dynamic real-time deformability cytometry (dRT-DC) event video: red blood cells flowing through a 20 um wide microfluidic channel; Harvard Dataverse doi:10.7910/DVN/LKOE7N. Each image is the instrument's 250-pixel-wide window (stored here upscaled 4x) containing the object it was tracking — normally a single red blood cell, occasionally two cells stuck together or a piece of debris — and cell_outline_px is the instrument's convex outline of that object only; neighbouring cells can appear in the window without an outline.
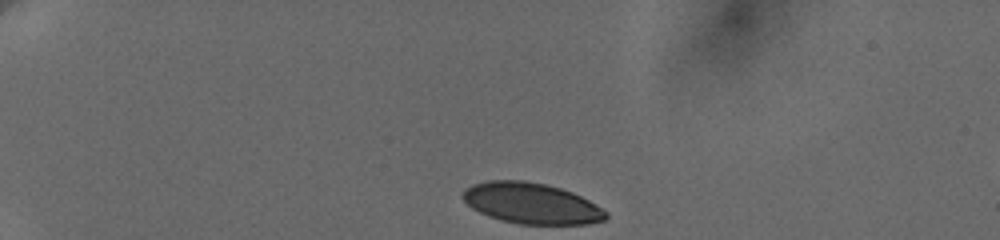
{"species": "human", "species_latin": "Homo sapiens", "temperature_condition": "cold", "stored_images_in_passage": 4, "camera_frame_rate_fps": 3000, "um_per_image_px": 0.085, "donor": {"sex": "female"}, "frame": {"image": 1, "passage_image": 1, "time_ms": 0.0, "image_size_px": [1000, 240], "cell_outline_px": [[608, 216], [604, 220], [588, 224], [520, 224], [500, 220], [488, 216], [472, 208], [460, 196], [472, 184], [488, 180], [524, 180], [544, 184], [560, 188], [572, 192], [596, 204], [608, 212]], "centroid_in_image_um": [45.17, 17.28], "position_along_channel_um": 39.8, "area_um2": 34.04}}
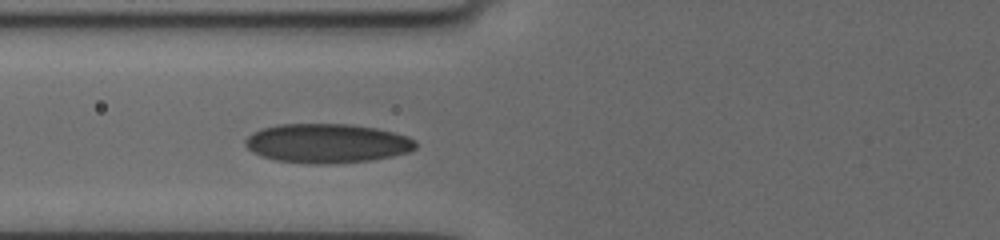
{"frame": {"image": 2, "passage_image": 4, "time_ms": 3.667, "image_size_px": [1000, 240], "cell_outline_px": [[416, 148], [408, 152], [392, 156], [368, 160], [328, 164], [308, 164], [276, 160], [260, 156], [252, 152], [244, 144], [244, 140], [252, 132], [260, 128], [280, 124], [352, 124], [376, 128], [408, 136], [416, 140]], "centroid_in_image_um": [27.77, 12.18], "position_along_channel_um": 98.0, "area_um2": 39.13}}